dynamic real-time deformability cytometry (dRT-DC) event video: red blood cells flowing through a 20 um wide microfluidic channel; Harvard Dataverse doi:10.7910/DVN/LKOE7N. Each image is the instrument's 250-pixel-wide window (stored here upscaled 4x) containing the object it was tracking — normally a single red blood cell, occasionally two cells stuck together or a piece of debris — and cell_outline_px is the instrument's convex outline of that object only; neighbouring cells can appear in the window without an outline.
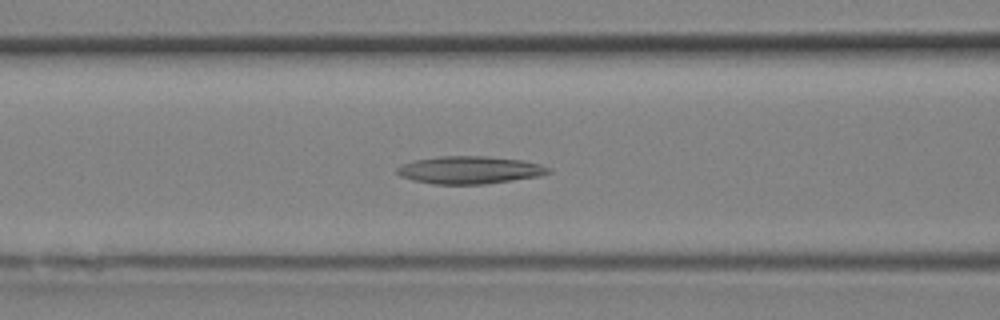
{"species": "Egyptian fruit bat (a non-hibernating species)", "species_latin": "Rousettus aegyptiacus", "temperature_condition": "room temperature", "stored_images_in_passage": 13, "camera_frame_rate_fps": 3000, "um_per_image_px": 0.085, "animal": {"sex": "female"}, "frame": {"image": 1, "passage_image": 11, "time_ms": 3.333, "image_size_px": [1000, 320], "cell_outline_px": [[552, 172], [540, 176], [484, 184], [432, 184], [412, 180], [400, 176], [396, 172], [396, 168], [400, 164], [412, 160], [440, 156], [488, 156], [524, 160], [540, 164], [552, 168]], "centroid_in_image_um": [39.91, 14.44], "position_along_channel_um": 126.7, "area_um2": 24.68}}
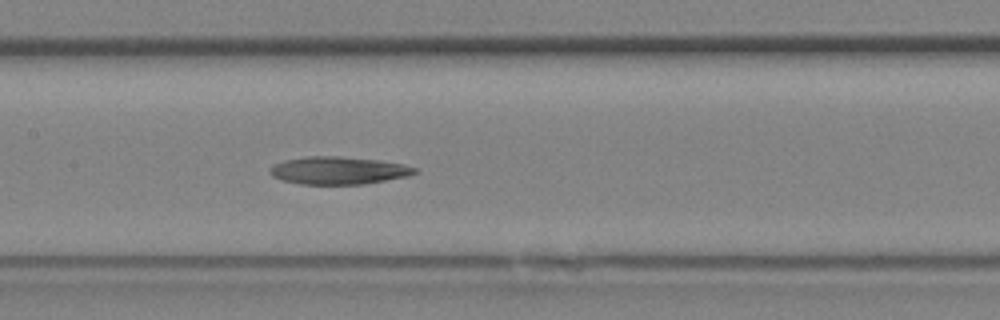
{"frame": {"image": 2, "passage_image": 13, "time_ms": 4.0, "image_size_px": [1000, 320], "cell_outline_px": [[420, 172], [408, 176], [364, 184], [300, 184], [284, 180], [272, 176], [268, 172], [268, 168], [284, 160], [308, 156], [340, 156], [376, 160], [404, 164], [416, 168]], "centroid_in_image_um": [28.77, 14.49], "position_along_channel_um": 178.6, "area_um2": 23.29}}